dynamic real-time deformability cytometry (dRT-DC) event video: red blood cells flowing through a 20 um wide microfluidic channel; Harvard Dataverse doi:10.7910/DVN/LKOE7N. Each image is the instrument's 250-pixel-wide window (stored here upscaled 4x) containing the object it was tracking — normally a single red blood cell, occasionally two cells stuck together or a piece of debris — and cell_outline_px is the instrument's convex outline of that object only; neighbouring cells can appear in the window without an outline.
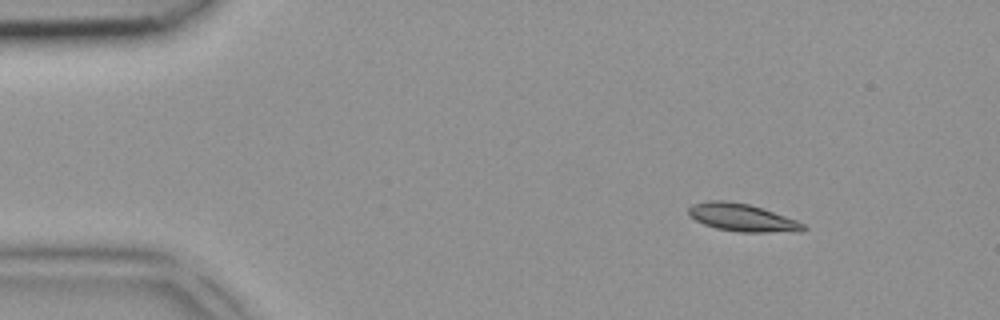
{"species": "common noctule bat (a hibernating species)", "species_latin": "Nyctalus noctula", "temperature_condition": "room temperature", "stored_images_in_passage": 2, "camera_frame_rate_fps": 3000, "um_per_image_px": 0.085, "animal": {"sex": "female", "body_mass_g": 18.4}, "frame": {"image": 1, "passage_image": 1, "time_ms": 0.0, "image_size_px": [1000, 320], "cell_outline_px": [[808, 228], [804, 232], [740, 232], [716, 228], [704, 224], [688, 216], [688, 208], [692, 204], [712, 200], [728, 200], [748, 204], [796, 220], [804, 224]], "centroid_in_image_um": [63.09, 18.5], "position_along_channel_um": 21.9, "area_um2": 18.5}}